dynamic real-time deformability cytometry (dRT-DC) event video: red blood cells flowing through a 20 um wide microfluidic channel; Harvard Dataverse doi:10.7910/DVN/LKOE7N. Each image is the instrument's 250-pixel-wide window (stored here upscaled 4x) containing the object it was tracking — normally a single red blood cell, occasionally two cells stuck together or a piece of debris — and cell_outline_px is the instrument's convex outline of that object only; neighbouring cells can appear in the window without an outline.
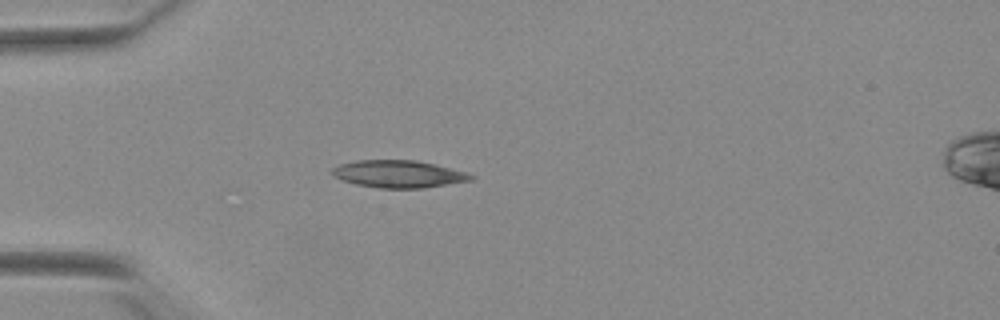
{"species": "Egyptian fruit bat (a non-hibernating species)", "species_latin": "Rousettus aegyptiacus", "temperature_condition": "warm", "stored_images_in_passage": 35, "camera_frame_rate_fps": 3000, "um_per_image_px": 0.085, "animal": {"sex": "female"}, "frame": {"image": 1, "passage_image": 1, "time_ms": 0.0, "image_size_px": [1000, 320], "cell_outline_px": [[476, 176], [472, 180], [424, 188], [380, 188], [356, 184], [344, 180], [328, 172], [332, 168], [340, 164], [356, 160], [416, 160], [436, 164], [468, 172]], "centroid_in_image_um": [33.91, 14.78], "position_along_channel_um": 51.1, "area_um2": 22.2}}
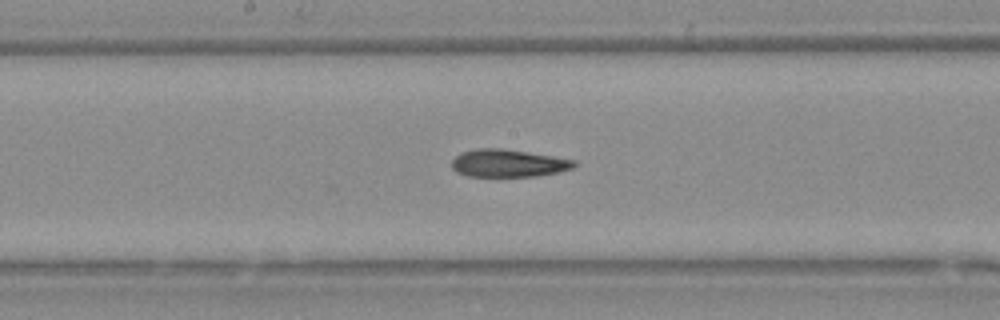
{"frame": {"image": 2, "passage_image": 14, "time_ms": 4.333, "image_size_px": [1000, 320], "cell_outline_px": [[576, 164], [572, 168], [556, 172], [536, 176], [468, 176], [456, 172], [452, 168], [452, 160], [460, 152], [476, 148], [500, 148], [552, 156], [576, 160]], "centroid_in_image_um": [43.15, 13.87], "position_along_channel_um": 205.0, "area_um2": 19.54}}
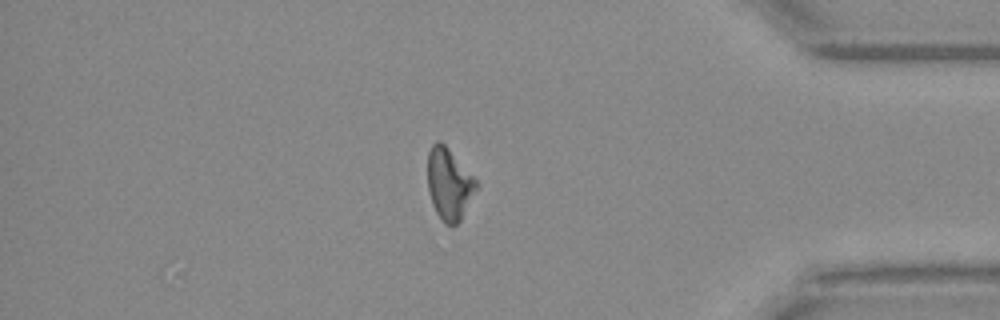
{"frame": {"image": 3, "passage_image": 31, "time_ms": 10.0, "image_size_px": [1000, 320], "cell_outline_px": [[480, 184], [460, 220], [456, 224], [444, 224], [436, 212], [428, 188], [428, 152], [432, 144], [436, 140], [440, 140], [448, 148]], "centroid_in_image_um": [38.18, 15.62], "position_along_channel_um": 397.0, "area_um2": 20.06}, "authors_computed_cell_mechanics": {"area_um2": 20.3456, "velocity_mm_per_s": 3.8849, "shape_relaxation_time_tau1_ms": 6.5041, "shape_relaxation_time_tau2_ms": 7.8054, "deformation_change_tau1": 0.1739, "deformation_change_tau2": 0.2081}}